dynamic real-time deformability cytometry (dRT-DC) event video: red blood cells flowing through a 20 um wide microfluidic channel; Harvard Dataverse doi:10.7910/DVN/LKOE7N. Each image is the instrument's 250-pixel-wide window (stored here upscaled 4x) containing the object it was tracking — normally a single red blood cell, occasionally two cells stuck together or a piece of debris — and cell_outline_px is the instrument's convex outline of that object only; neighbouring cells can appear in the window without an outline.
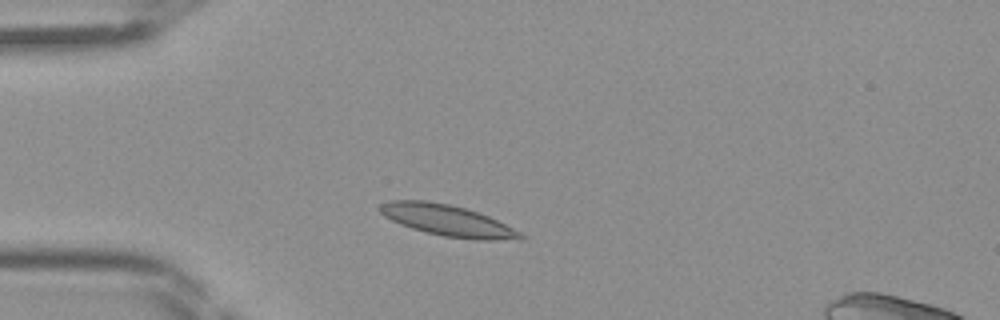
{"species": "Egyptian fruit bat (a non-hibernating species)", "species_latin": "Rousettus aegyptiacus", "temperature_condition": "room temperature", "stored_images_in_passage": 40, "camera_frame_rate_fps": 3000, "um_per_image_px": 0.085, "frame": {"image": 1, "passage_image": 7, "time_ms": 2.0, "image_size_px": [1000, 320], "cell_outline_px": [[524, 236], [520, 240], [476, 240], [444, 236], [412, 228], [400, 224], [384, 216], [380, 212], [380, 204], [388, 200], [428, 200], [448, 204], [464, 208], [488, 216], [520, 232]], "centroid_in_image_um": [38.02, 18.73], "position_along_channel_um": 47.0, "area_um2": 25.26}}
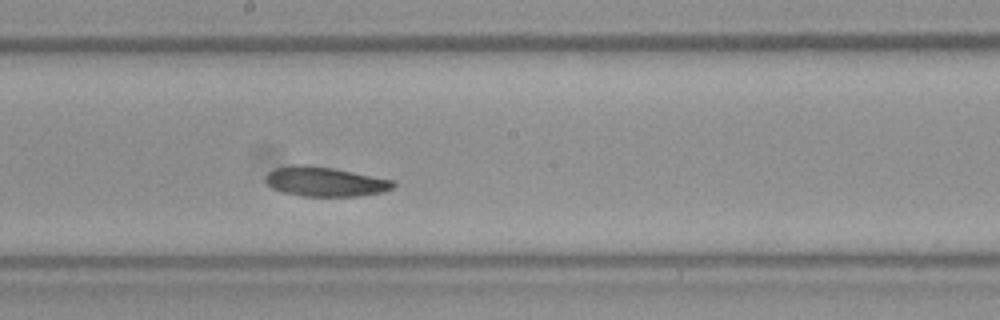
{"frame": {"image": 2, "passage_image": 20, "time_ms": 6.333, "image_size_px": [1000, 320], "cell_outline_px": [[396, 184], [392, 188], [384, 192], [360, 196], [304, 196], [284, 192], [272, 188], [264, 180], [264, 176], [268, 172], [276, 168], [296, 164], [304, 164], [332, 168], [396, 180]], "centroid_in_image_um": [27.65, 15.44], "position_along_channel_um": 220.6, "area_um2": 22.08}}
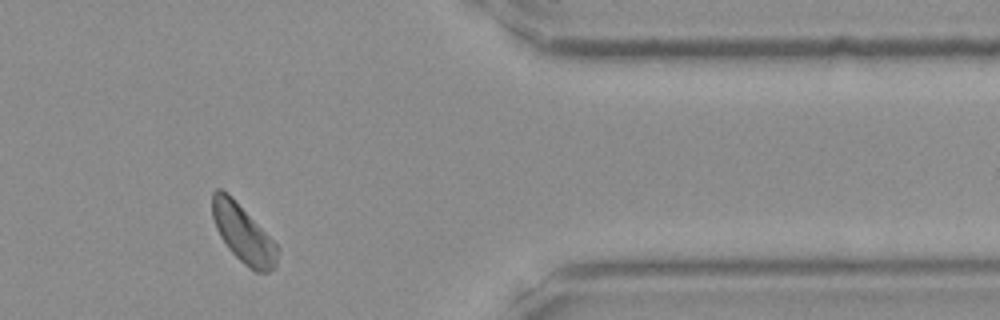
{"frame": {"image": 3, "passage_image": 33, "time_ms": 10.667, "image_size_px": [1000, 320], "cell_outline_px": [[280, 248], [276, 264], [268, 272], [256, 272], [244, 264], [228, 248], [220, 236], [216, 228], [212, 216], [212, 192], [216, 188], [220, 188], [228, 192], [232, 196]], "centroid_in_image_um": [20.65, 19.84], "position_along_channel_um": 390.7, "area_um2": 21.91}}